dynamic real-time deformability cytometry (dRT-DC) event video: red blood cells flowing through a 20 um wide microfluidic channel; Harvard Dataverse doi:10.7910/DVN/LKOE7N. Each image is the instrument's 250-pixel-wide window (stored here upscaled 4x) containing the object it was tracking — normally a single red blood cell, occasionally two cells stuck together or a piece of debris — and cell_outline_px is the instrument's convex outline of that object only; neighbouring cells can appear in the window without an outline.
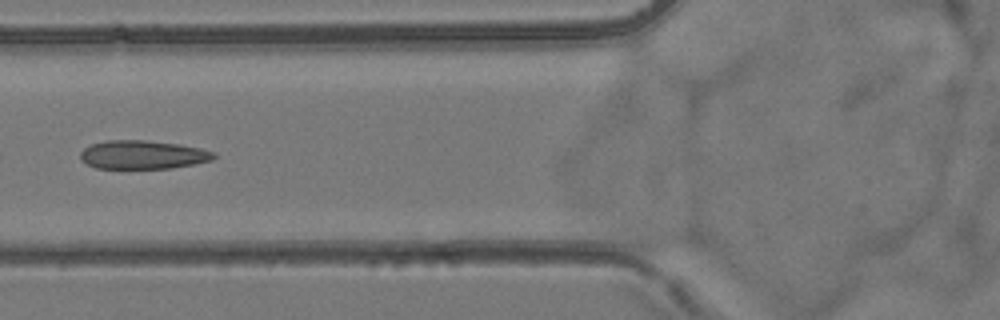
{"species": "common noctule bat (a hibernating species)", "species_latin": "Nyctalus noctula", "temperature_condition": "room temperature", "stored_images_in_passage": 3, "camera_frame_rate_fps": 3000, "um_per_image_px": 0.085, "animal": {"sex": "female", "body_mass_g": 24.6, "forearm_length_mm": 56.2}, "frame": {"image": 1, "passage_image": 3, "time_ms": 2.333, "image_size_px": [1000, 320], "cell_outline_px": [[216, 156], [212, 160], [196, 164], [172, 168], [96, 168], [80, 160], [80, 152], [84, 148], [92, 144], [108, 140], [144, 140], [180, 144], [200, 148], [216, 152]], "centroid_in_image_um": [12.16, 13.15], "position_along_channel_um": 113.6, "area_um2": 22.31}}